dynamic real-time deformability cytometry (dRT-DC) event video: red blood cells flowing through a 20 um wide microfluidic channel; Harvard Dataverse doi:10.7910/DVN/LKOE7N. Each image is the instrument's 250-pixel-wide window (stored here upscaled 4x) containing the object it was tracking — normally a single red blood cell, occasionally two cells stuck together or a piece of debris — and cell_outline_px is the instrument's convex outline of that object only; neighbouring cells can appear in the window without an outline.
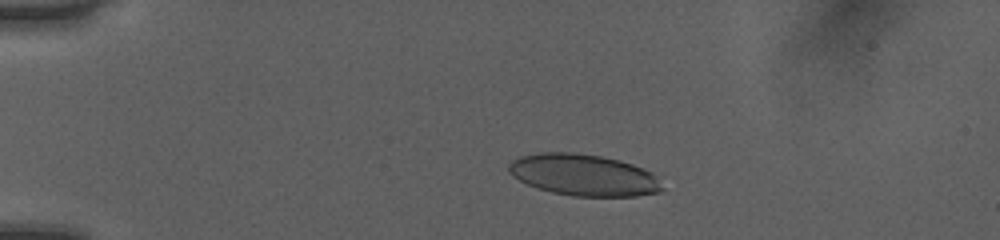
{"species": "human", "species_latin": "Homo sapiens", "temperature_condition": "room temperature", "stored_images_in_passage": 48, "camera_frame_rate_fps": 3000, "um_per_image_px": 0.085, "donor": {"sex": "female"}, "frame": {"image": 1, "passage_image": 8, "time_ms": 2.333, "image_size_px": [1000, 240], "cell_outline_px": [[664, 188], [660, 192], [636, 196], [572, 196], [552, 192], [536, 188], [520, 180], [508, 168], [508, 164], [512, 160], [520, 156], [540, 152], [576, 152], [600, 156], [620, 160], [644, 168], [652, 172]], "centroid_in_image_um": [49.63, 14.87], "position_along_channel_um": 35.4, "area_um2": 37.11}}
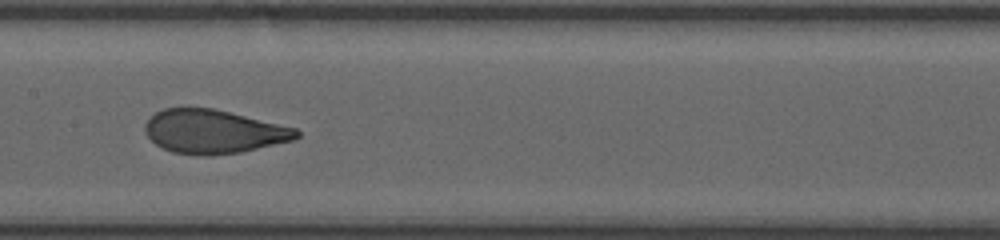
{"frame": {"image": 2, "passage_image": 24, "time_ms": 7.667, "image_size_px": [1000, 240], "cell_outline_px": [[300, 136], [292, 140], [240, 152], [172, 152], [156, 144], [148, 136], [144, 128], [144, 124], [156, 112], [164, 108], [188, 104], [212, 108], [296, 128], [300, 132]], "centroid_in_image_um": [18.11, 11.1], "position_along_channel_um": 189.3, "area_um2": 37.8}}
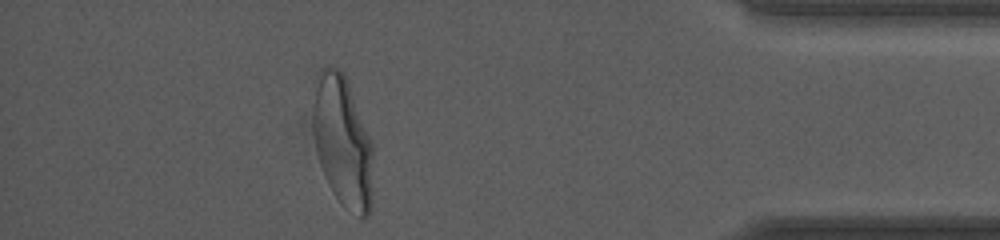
{"frame": {"image": 3, "passage_image": 43, "time_ms": 14.0, "image_size_px": [1000, 240], "cell_outline_px": [[372, 208], [368, 216], [360, 216], [344, 208], [340, 204], [332, 192], [328, 184], [320, 164], [312, 132], [312, 124], [316, 88], [320, 68], [324, 64], [328, 64], [340, 68], [344, 72], [372, 140]], "centroid_in_image_um": [29.14, 12.03], "position_along_channel_um": 406.1, "area_um2": 46.3}, "authors_computed_cell_mechanics": {"area_um2": 39.304, "velocity_mm_per_s": 4.0278, "shape_relaxation_time_tau1_ms": 5.6203, "shape_relaxation_time_tau2_ms": 0.6442, "deformation_change_tau1": 0.2264, "deformation_change_tau2": 0.0732}}